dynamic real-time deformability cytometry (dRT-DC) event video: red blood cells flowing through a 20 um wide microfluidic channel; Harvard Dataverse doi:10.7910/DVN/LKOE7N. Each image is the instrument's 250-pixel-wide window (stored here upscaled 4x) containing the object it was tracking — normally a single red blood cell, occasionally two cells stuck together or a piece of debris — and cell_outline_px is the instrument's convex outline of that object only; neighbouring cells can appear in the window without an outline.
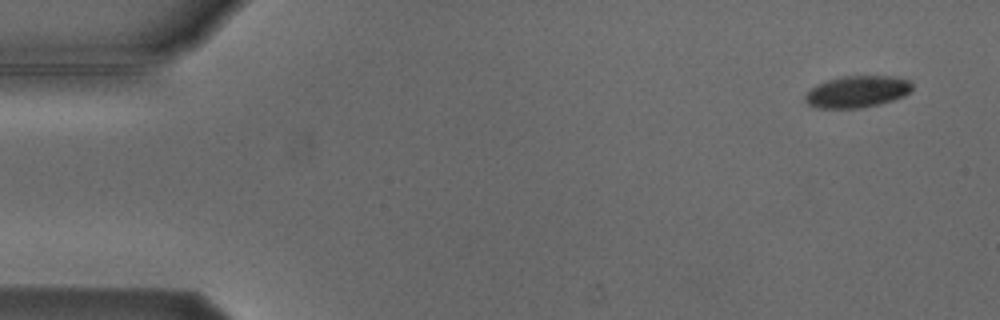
{"species": "Egyptian fruit bat (a non-hibernating species)", "species_latin": "Rousettus aegyptiacus", "temperature_condition": "cold", "stored_images_in_passage": 3, "camera_frame_rate_fps": 3000, "um_per_image_px": 0.085, "animal": {"sex": "male"}, "frame": {"image": 1, "passage_image": 1, "time_ms": 0.0, "image_size_px": [1000, 320], "cell_outline_px": [[912, 88], [904, 96], [880, 104], [860, 108], [816, 108], [808, 104], [804, 100], [804, 96], [812, 88], [828, 80], [840, 76], [892, 76], [908, 80], [912, 84]], "centroid_in_image_um": [72.85, 7.8], "position_along_channel_um": 12.1, "area_um2": 19.65}}